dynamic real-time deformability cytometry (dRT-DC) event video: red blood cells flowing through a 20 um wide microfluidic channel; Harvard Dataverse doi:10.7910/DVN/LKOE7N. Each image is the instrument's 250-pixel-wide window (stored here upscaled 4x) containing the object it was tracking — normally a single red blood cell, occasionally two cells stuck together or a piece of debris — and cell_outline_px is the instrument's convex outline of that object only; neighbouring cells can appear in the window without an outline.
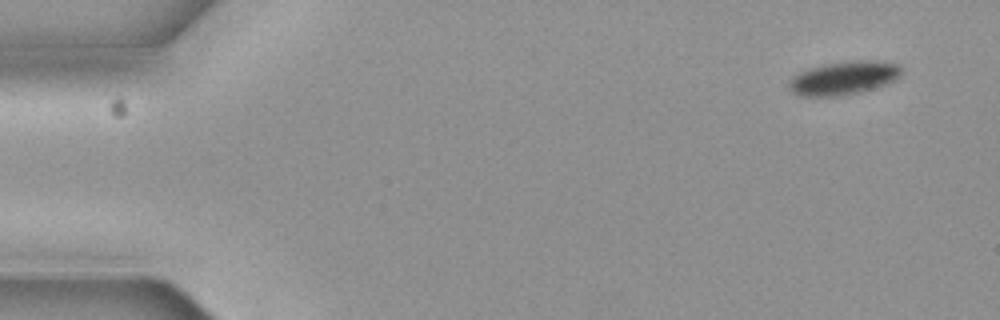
{"species": "common noctule bat (a hibernating species)", "species_latin": "Nyctalus noctula", "temperature_condition": "cold", "stored_images_in_passage": 3, "camera_frame_rate_fps": 3000, "um_per_image_px": 0.085, "animal": {"sex": "female", "body_mass_g": 19.3, "forearm_length_mm": 54.1}, "frame": {"image": 1, "passage_image": 1, "time_ms": 0.0, "image_size_px": [1000, 320], "cell_outline_px": [[904, 68], [900, 76], [896, 80], [888, 84], [860, 92], [840, 96], [800, 96], [792, 92], [788, 88], [788, 80], [792, 76], [808, 68], [824, 64], [856, 60], [880, 60], [900, 64]], "centroid_in_image_um": [71.75, 6.62], "position_along_channel_um": 13.2, "area_um2": 22.43}}